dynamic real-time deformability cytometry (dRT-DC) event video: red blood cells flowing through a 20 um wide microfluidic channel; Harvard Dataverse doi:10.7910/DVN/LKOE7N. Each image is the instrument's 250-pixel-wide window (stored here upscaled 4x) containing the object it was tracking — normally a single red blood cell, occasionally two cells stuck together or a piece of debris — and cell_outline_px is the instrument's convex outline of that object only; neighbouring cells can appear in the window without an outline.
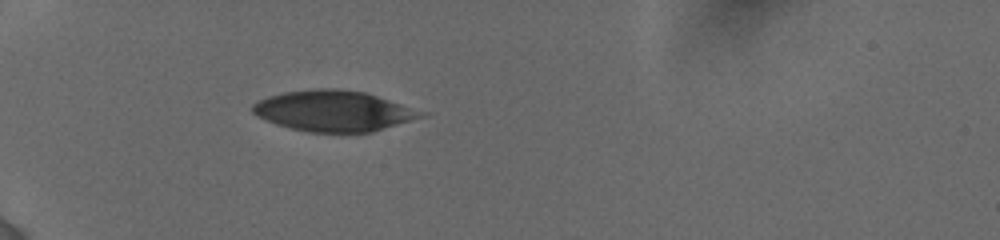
{"species": "human", "species_latin": "Homo sapiens", "temperature_condition": "cold", "stored_images_in_passage": 5, "camera_frame_rate_fps": 3000, "um_per_image_px": 0.085, "donor": {"sex": "female"}, "frame": {"image": 1, "passage_image": 4, "time_ms": 3.667, "image_size_px": [1000, 240], "cell_outline_px": [[432, 112], [428, 116], [372, 132], [308, 132], [288, 128], [276, 124], [256, 116], [252, 112], [252, 104], [268, 96], [284, 92], [316, 88], [336, 88], [364, 92]], "centroid_in_image_um": [28.44, 9.43], "position_along_channel_um": 56.6, "area_um2": 40.58}}